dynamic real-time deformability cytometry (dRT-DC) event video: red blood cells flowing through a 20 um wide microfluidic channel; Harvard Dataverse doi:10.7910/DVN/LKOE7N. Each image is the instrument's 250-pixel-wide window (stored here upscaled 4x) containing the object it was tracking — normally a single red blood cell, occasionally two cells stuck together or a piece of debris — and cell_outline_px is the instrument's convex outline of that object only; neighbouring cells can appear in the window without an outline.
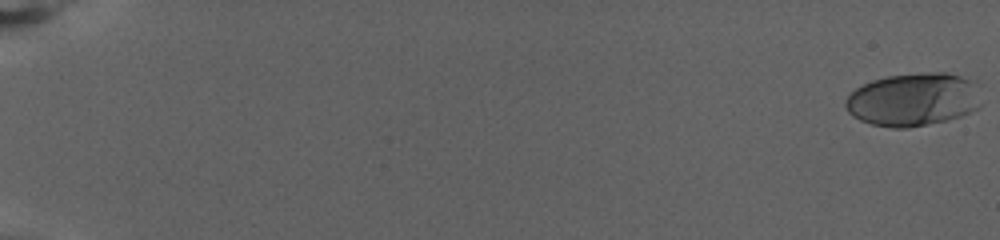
{"species": "human", "species_latin": "Homo sapiens", "temperature_condition": "warm", "stored_images_in_passage": 64, "camera_frame_rate_fps": 3000, "um_per_image_px": 0.085, "donor": {"sex": "female"}, "frame": {"image": 1, "passage_image": 1, "time_ms": 0.0, "image_size_px": [1000, 240], "cell_outline_px": [[980, 108], [960, 116], [948, 120], [908, 128], [892, 128], [872, 124], [860, 120], [852, 116], [848, 112], [844, 104], [844, 100], [856, 88], [872, 80], [888, 76], [928, 72], [948, 72], [960, 76], [968, 80], [980, 104]], "centroid_in_image_um": [77.54, 8.48], "position_along_channel_um": 7.5, "area_um2": 41.5}}
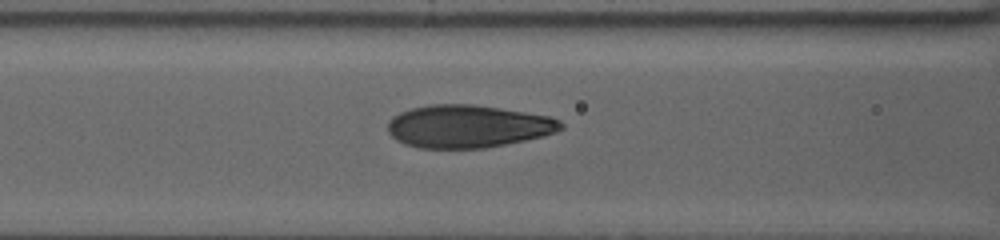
{"frame": {"image": 2, "passage_image": 37, "time_ms": 12.0, "image_size_px": [1000, 240], "cell_outline_px": [[564, 128], [556, 132], [544, 136], [484, 148], [420, 148], [404, 144], [396, 140], [388, 132], [388, 120], [392, 116], [400, 112], [412, 108], [428, 104], [472, 104], [500, 108], [552, 116], [560, 120], [564, 124]], "centroid_in_image_um": [39.77, 10.73], "position_along_channel_um": 126.8, "area_um2": 43.35}}
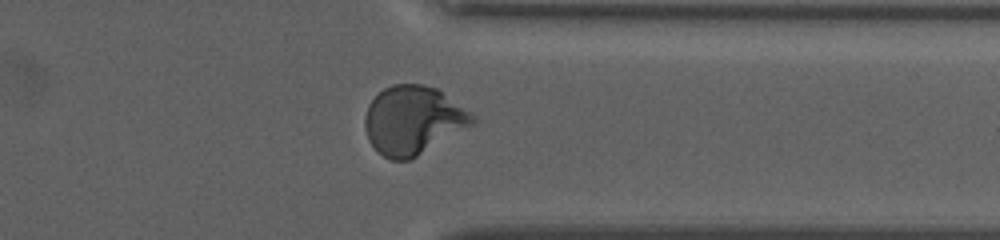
{"frame": {"image": 3, "passage_image": 64, "time_ms": 21.0, "image_size_px": [1000, 240], "cell_outline_px": [[480, 120], [476, 124], [412, 160], [392, 160], [384, 156], [368, 140], [364, 128], [364, 116], [368, 104], [384, 88], [392, 84], [424, 84], [436, 88], [472, 112]], "centroid_in_image_um": [35.16, 10.23], "position_along_channel_um": 376.2, "area_um2": 43.58}, "authors_computed_cell_mechanics": {"area_um2": 42.1651, "velocity_mm_per_s": 2.7777, "shape_relaxation_time_tau1_ms": 6.2149, "shape_relaxation_time_tau2_ms": null, "deformation_change_tau1": 0.2397, "deformation_change_tau2": null}}